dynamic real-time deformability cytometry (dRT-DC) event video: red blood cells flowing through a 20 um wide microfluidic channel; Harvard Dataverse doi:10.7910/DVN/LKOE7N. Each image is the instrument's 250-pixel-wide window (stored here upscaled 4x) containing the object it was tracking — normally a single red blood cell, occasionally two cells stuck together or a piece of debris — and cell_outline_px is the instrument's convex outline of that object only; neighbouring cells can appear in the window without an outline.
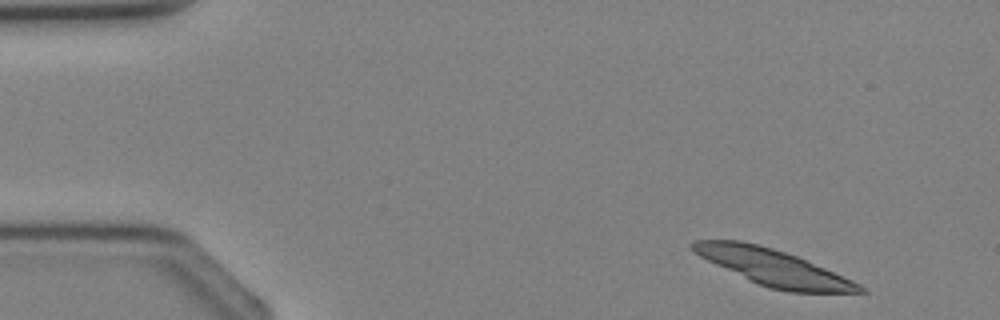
{"species": "Egyptian fruit bat (a non-hibernating species)", "species_latin": "Rousettus aegyptiacus", "temperature_condition": "cold", "stored_images_in_passage": 3, "camera_frame_rate_fps": 3000, "um_per_image_px": 0.085, "animal": {"sex": "female"}, "frame": {"image": 1, "passage_image": 1, "time_ms": 0.0, "image_size_px": [1000, 320], "cell_outline_px": [[868, 292], [788, 292], [768, 288], [716, 264], [692, 252], [688, 244], [696, 240], [740, 240], [772, 248], [796, 256], [852, 280], [860, 284]], "centroid_in_image_um": [65.7, 22.72], "position_along_channel_um": 19.3, "area_um2": 34.51}}